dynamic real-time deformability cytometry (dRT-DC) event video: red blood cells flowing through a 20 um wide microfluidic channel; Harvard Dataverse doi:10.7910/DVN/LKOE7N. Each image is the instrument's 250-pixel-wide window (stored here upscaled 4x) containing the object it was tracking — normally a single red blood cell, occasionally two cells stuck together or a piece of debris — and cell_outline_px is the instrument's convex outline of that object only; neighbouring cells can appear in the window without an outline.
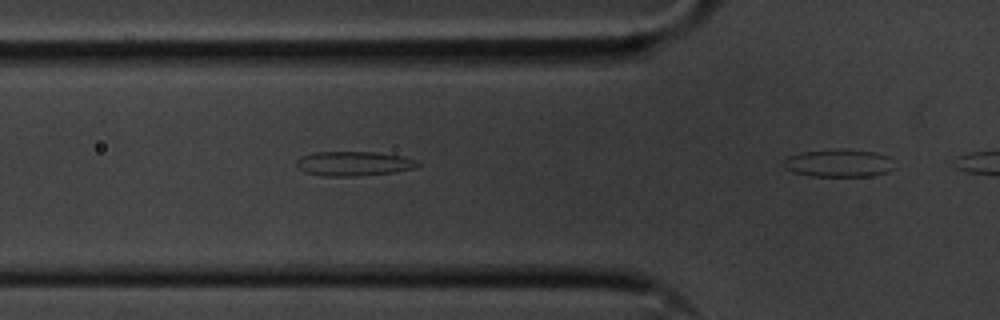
{"species": "common noctule bat (a hibernating species)", "species_latin": "Nyctalus noctula", "temperature_condition": "cold", "stored_images_in_passage": 13, "segment_of_instrument_passage": [2, 2], "camera_frame_rate_fps": 3000, "um_per_image_px": 0.085, "animal": {"sex": "male", "body_mass_g": 20.1, "forearm_length_mm": 53.5}, "frame": {"image": 1, "passage_image": 13, "time_ms": 4.0, "image_size_px": [1000, 320], "cell_outline_px": [[892, 168], [884, 172], [872, 176], [812, 176], [792, 172], [784, 168], [780, 164], [788, 156], [800, 152], [876, 152], [888, 156]], "centroid_in_image_um": [71.19, 13.92], "position_along_channel_um": 54.6, "area_um2": 16.88}}